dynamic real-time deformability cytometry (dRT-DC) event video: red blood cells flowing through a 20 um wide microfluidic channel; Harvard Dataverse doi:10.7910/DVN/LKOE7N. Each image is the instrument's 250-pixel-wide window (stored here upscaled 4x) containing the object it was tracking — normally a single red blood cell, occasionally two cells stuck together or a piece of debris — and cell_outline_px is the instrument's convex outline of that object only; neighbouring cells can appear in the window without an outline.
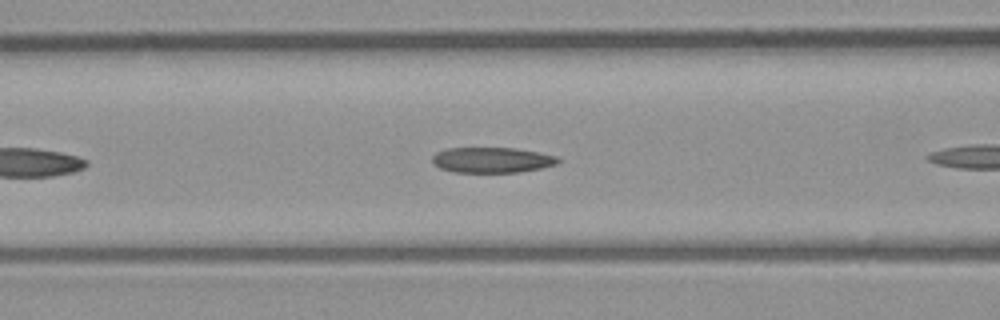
{"species": "common noctule bat (a hibernating species)", "species_latin": "Nyctalus noctula", "temperature_condition": "room temperature", "stored_images_in_passage": 5, "camera_frame_rate_fps": 3000, "um_per_image_px": 0.085, "animal": {"sex": "male", "body_mass_g": 23.1, "forearm_length_mm": 52.7}, "frame": {"image": 1, "passage_image": 3, "time_ms": 0.667, "image_size_px": [1000, 320], "cell_outline_px": [[560, 160], [556, 164], [540, 168], [520, 172], [452, 172], [440, 168], [432, 164], [432, 156], [436, 152], [448, 148], [516, 148], [556, 156]], "centroid_in_image_um": [41.76, 13.6], "position_along_channel_um": 124.8, "area_um2": 18.61}}